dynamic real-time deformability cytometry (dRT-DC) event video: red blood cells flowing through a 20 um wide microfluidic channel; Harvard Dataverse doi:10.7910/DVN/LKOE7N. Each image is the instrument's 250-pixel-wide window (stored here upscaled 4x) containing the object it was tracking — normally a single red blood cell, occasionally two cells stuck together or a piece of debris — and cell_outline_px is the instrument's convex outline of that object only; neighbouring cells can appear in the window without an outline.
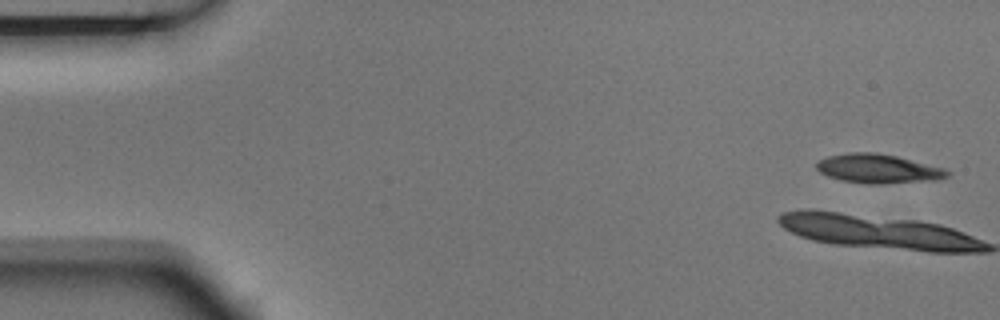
{"species": "Egyptian fruit bat (a non-hibernating species)", "species_latin": "Rousettus aegyptiacus", "temperature_condition": "room temperature", "stored_images_in_passage": 7, "camera_frame_rate_fps": 3000, "um_per_image_px": 0.085, "animal": {"sex": "male"}, "frame": {"image": 1, "passage_image": 1, "time_ms": 0.0, "image_size_px": [1000, 320], "cell_outline_px": [[952, 172], [948, 176], [940, 180], [880, 184], [868, 184], [840, 180], [828, 176], [820, 172], [816, 168], [816, 164], [820, 160], [828, 156], [848, 152], [876, 152], [896, 156], [944, 168]], "centroid_in_image_um": [74.66, 14.34], "position_along_channel_um": 10.3, "area_um2": 22.31}}
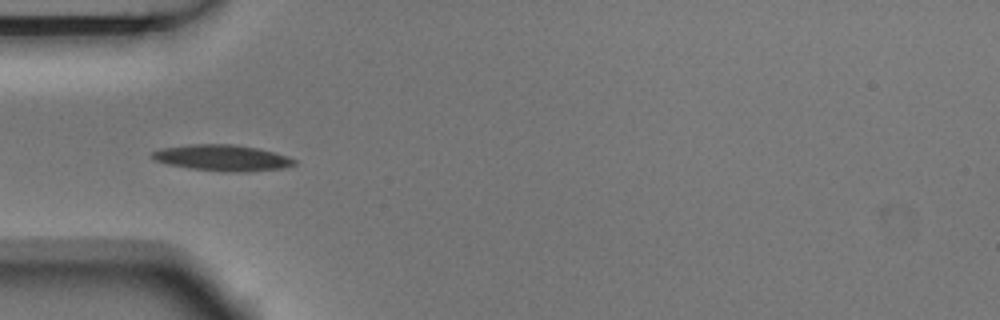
{"frame": {"image": 2, "passage_image": 6, "time_ms": 1.667, "image_size_px": [1000, 320], "cell_outline_px": [[296, 164], [284, 168], [244, 172], [224, 172], [188, 168], [168, 164], [152, 160], [148, 156], [152, 152], [160, 148], [188, 144], [232, 144], [256, 148], [288, 156], [296, 160]], "centroid_in_image_um": [18.83, 13.42], "position_along_channel_um": 66.2, "area_um2": 21.85}}
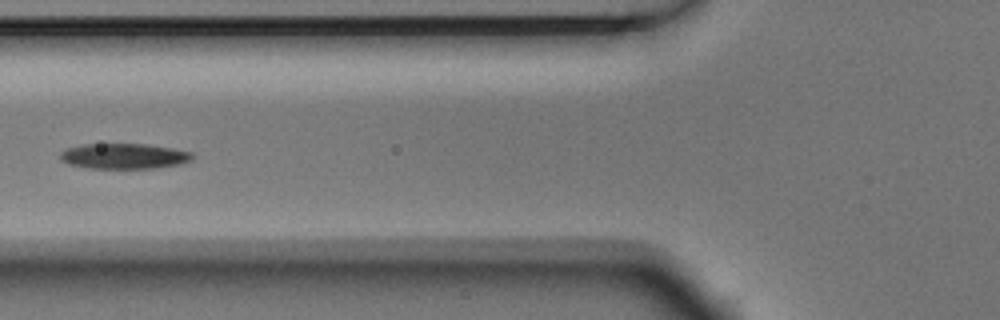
{"frame": {"image": 3, "passage_image": 7, "time_ms": 2.0, "image_size_px": [1000, 320], "cell_outline_px": [[192, 160], [180, 164], [156, 168], [88, 168], [68, 164], [60, 160], [60, 152], [68, 148], [84, 144], [148, 144], [172, 148], [192, 152]], "centroid_in_image_um": [10.54, 13.27], "position_along_channel_um": 115.3, "area_um2": 19.59}}